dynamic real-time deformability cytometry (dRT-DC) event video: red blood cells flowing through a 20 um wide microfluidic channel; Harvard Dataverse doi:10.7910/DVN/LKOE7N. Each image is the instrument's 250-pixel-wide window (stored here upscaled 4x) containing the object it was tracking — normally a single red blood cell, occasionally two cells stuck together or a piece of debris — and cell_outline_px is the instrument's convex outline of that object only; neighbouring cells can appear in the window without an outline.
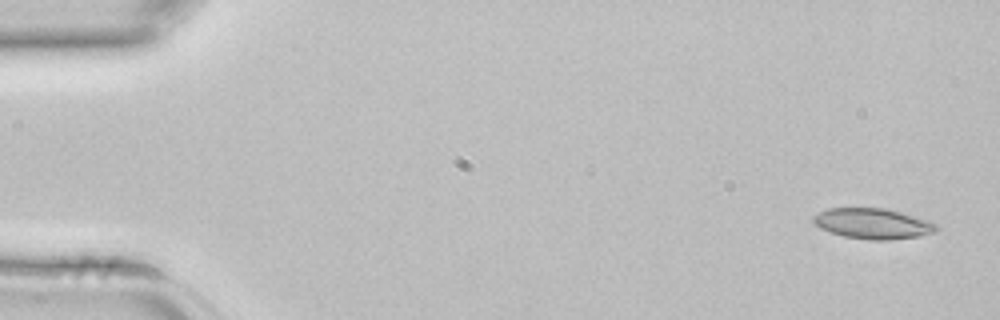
{"species": "common noctule bat (a hibernating species)", "species_latin": "Nyctalus noctula", "temperature_condition": "room temperature", "stored_images_in_passage": 4, "camera_frame_rate_fps": 3000, "um_per_image_px": 0.085, "animal": {"sex": "female", "body_mass_g": 22.7, "forearm_length_mm": 54.2}, "frame": {"image": 1, "passage_image": 1, "time_ms": 0.0, "image_size_px": [1000, 320], "cell_outline_px": [[940, 228], [936, 232], [920, 236], [888, 240], [868, 240], [844, 236], [820, 228], [812, 220], [812, 216], [828, 208], [888, 208], [932, 220]], "centroid_in_image_um": [74.27, 19.0], "position_along_channel_um": 10.7, "area_um2": 22.2}}
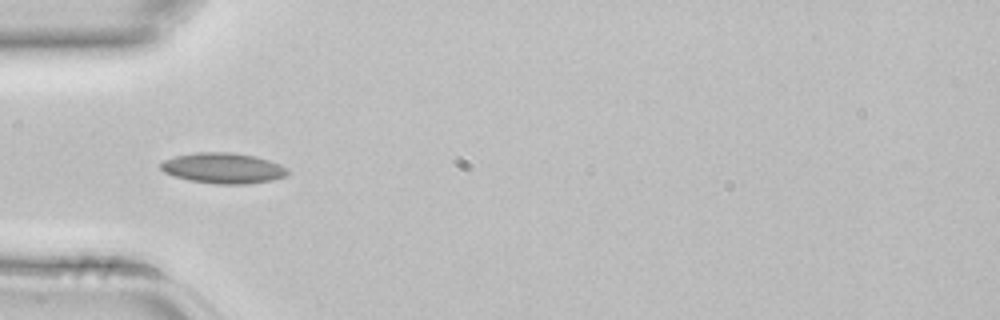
{"frame": {"image": 2, "passage_image": 4, "time_ms": 1.0, "image_size_px": [1000, 320], "cell_outline_px": [[288, 172], [284, 176], [272, 180], [248, 184], [216, 184], [188, 180], [164, 172], [160, 168], [160, 164], [164, 160], [176, 156], [196, 152], [232, 152], [256, 156], [280, 164], [288, 168]], "centroid_in_image_um": [18.97, 14.29], "position_along_channel_um": 66.0, "area_um2": 22.6}}